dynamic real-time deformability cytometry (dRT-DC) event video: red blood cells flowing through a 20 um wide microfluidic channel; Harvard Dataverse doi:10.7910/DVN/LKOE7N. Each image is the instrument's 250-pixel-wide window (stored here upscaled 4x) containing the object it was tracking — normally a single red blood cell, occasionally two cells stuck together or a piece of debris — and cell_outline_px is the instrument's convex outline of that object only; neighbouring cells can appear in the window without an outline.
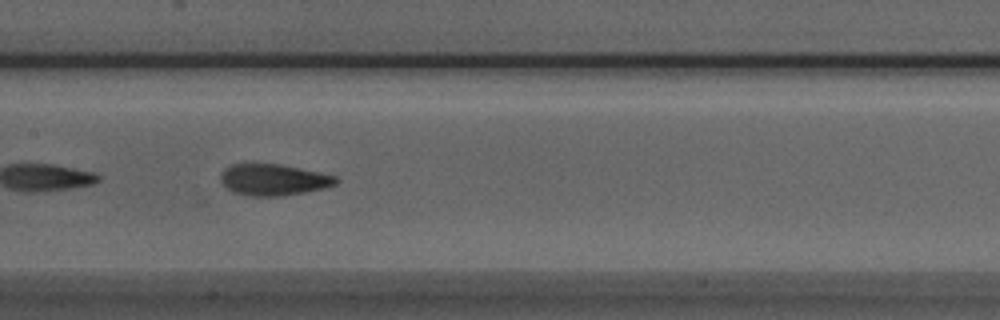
{"species": "Egyptian fruit bat (a non-hibernating species)", "species_latin": "Rousettus aegyptiacus", "temperature_condition": "room temperature", "stored_images_in_passage": 13, "camera_frame_rate_fps": 3000, "um_per_image_px": 0.085, "animal": {"sex": "male"}, "frame": {"image": 1, "passage_image": 10, "time_ms": 3.0, "image_size_px": [1000, 320], "cell_outline_px": [[340, 180], [336, 184], [324, 188], [304, 192], [280, 196], [252, 196], [232, 192], [220, 180], [220, 176], [224, 168], [232, 164], [280, 164], [300, 168], [336, 176]], "centroid_in_image_um": [23.25, 15.28], "position_along_channel_um": 184.2, "area_um2": 20.98}}